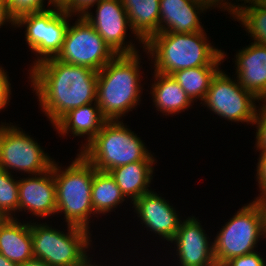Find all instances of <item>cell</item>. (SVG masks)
Instances as JSON below:
<instances>
[{"instance_id":"6da1fadb","label":"cell","mask_w":266,"mask_h":266,"mask_svg":"<svg viewBox=\"0 0 266 266\" xmlns=\"http://www.w3.org/2000/svg\"><path fill=\"white\" fill-rule=\"evenodd\" d=\"M28 70L42 112L54 126L66 113L96 102L98 72L51 57Z\"/></svg>"},{"instance_id":"7a4b0ae2","label":"cell","mask_w":266,"mask_h":266,"mask_svg":"<svg viewBox=\"0 0 266 266\" xmlns=\"http://www.w3.org/2000/svg\"><path fill=\"white\" fill-rule=\"evenodd\" d=\"M144 52L151 56L154 72L166 75L182 69L220 65L227 57L210 43L205 30L185 34L158 32L144 43Z\"/></svg>"},{"instance_id":"3957f363","label":"cell","mask_w":266,"mask_h":266,"mask_svg":"<svg viewBox=\"0 0 266 266\" xmlns=\"http://www.w3.org/2000/svg\"><path fill=\"white\" fill-rule=\"evenodd\" d=\"M140 59L138 53L116 55L98 71L96 102L107 121L121 120L141 101Z\"/></svg>"},{"instance_id":"277c9868","label":"cell","mask_w":266,"mask_h":266,"mask_svg":"<svg viewBox=\"0 0 266 266\" xmlns=\"http://www.w3.org/2000/svg\"><path fill=\"white\" fill-rule=\"evenodd\" d=\"M62 169L56 161L53 162L57 214L63 212L68 225L90 231V217L95 215L92 182L96 169L80 153L68 167Z\"/></svg>"},{"instance_id":"5b68a950","label":"cell","mask_w":266,"mask_h":266,"mask_svg":"<svg viewBox=\"0 0 266 266\" xmlns=\"http://www.w3.org/2000/svg\"><path fill=\"white\" fill-rule=\"evenodd\" d=\"M123 120L106 121L100 132L88 143L82 144L79 153L96 170H110L143 160H156L145 143Z\"/></svg>"},{"instance_id":"8992f818","label":"cell","mask_w":266,"mask_h":266,"mask_svg":"<svg viewBox=\"0 0 266 266\" xmlns=\"http://www.w3.org/2000/svg\"><path fill=\"white\" fill-rule=\"evenodd\" d=\"M246 205L225 223L213 240L217 266H223L231 258L255 252L260 238H265L261 201L253 200Z\"/></svg>"},{"instance_id":"52a82bcc","label":"cell","mask_w":266,"mask_h":266,"mask_svg":"<svg viewBox=\"0 0 266 266\" xmlns=\"http://www.w3.org/2000/svg\"><path fill=\"white\" fill-rule=\"evenodd\" d=\"M31 222L34 258L48 266H75L88 256V248L92 245L90 231L67 224L68 232L64 233L46 222Z\"/></svg>"},{"instance_id":"ba28073f","label":"cell","mask_w":266,"mask_h":266,"mask_svg":"<svg viewBox=\"0 0 266 266\" xmlns=\"http://www.w3.org/2000/svg\"><path fill=\"white\" fill-rule=\"evenodd\" d=\"M70 14L59 7L41 12L26 13L15 19L14 27H24L25 39L31 52L37 55L33 66L45 59L56 57L61 51Z\"/></svg>"},{"instance_id":"9c48e42d","label":"cell","mask_w":266,"mask_h":266,"mask_svg":"<svg viewBox=\"0 0 266 266\" xmlns=\"http://www.w3.org/2000/svg\"><path fill=\"white\" fill-rule=\"evenodd\" d=\"M12 124V125H11ZM10 122L0 125V169L24 172L28 175L42 174L51 169L54 162L40 144Z\"/></svg>"},{"instance_id":"30bf717a","label":"cell","mask_w":266,"mask_h":266,"mask_svg":"<svg viewBox=\"0 0 266 266\" xmlns=\"http://www.w3.org/2000/svg\"><path fill=\"white\" fill-rule=\"evenodd\" d=\"M259 99L240 86L238 79H231L222 69L212 78L201 104L229 122H246L254 125Z\"/></svg>"},{"instance_id":"8fae6325","label":"cell","mask_w":266,"mask_h":266,"mask_svg":"<svg viewBox=\"0 0 266 266\" xmlns=\"http://www.w3.org/2000/svg\"><path fill=\"white\" fill-rule=\"evenodd\" d=\"M115 56L93 26L82 16H78L75 24L68 25L62 49L56 58L98 72Z\"/></svg>"},{"instance_id":"7c38bea8","label":"cell","mask_w":266,"mask_h":266,"mask_svg":"<svg viewBox=\"0 0 266 266\" xmlns=\"http://www.w3.org/2000/svg\"><path fill=\"white\" fill-rule=\"evenodd\" d=\"M96 6V14L94 16L92 12L88 11L82 17L93 26L112 51L116 55L139 53L135 43L131 40L130 42L125 41L127 29L131 31L132 28L122 1L101 0Z\"/></svg>"},{"instance_id":"4fadbf2b","label":"cell","mask_w":266,"mask_h":266,"mask_svg":"<svg viewBox=\"0 0 266 266\" xmlns=\"http://www.w3.org/2000/svg\"><path fill=\"white\" fill-rule=\"evenodd\" d=\"M200 222L195 216L183 220L171 241L177 247L175 253L180 266H217L213 242Z\"/></svg>"},{"instance_id":"5bb4252c","label":"cell","mask_w":266,"mask_h":266,"mask_svg":"<svg viewBox=\"0 0 266 266\" xmlns=\"http://www.w3.org/2000/svg\"><path fill=\"white\" fill-rule=\"evenodd\" d=\"M19 211L31 212L37 218L57 213L53 164L50 170L18 180ZM23 209V210H22Z\"/></svg>"},{"instance_id":"9a60e30c","label":"cell","mask_w":266,"mask_h":266,"mask_svg":"<svg viewBox=\"0 0 266 266\" xmlns=\"http://www.w3.org/2000/svg\"><path fill=\"white\" fill-rule=\"evenodd\" d=\"M132 204L142 226L144 223L149 231L158 234L167 242L173 240L182 222L173 205L171 206L165 198L159 196L154 190L143 194Z\"/></svg>"},{"instance_id":"2e32d148","label":"cell","mask_w":266,"mask_h":266,"mask_svg":"<svg viewBox=\"0 0 266 266\" xmlns=\"http://www.w3.org/2000/svg\"><path fill=\"white\" fill-rule=\"evenodd\" d=\"M250 44L236 53L235 74L240 86L263 102L266 101V45Z\"/></svg>"},{"instance_id":"e0dca14e","label":"cell","mask_w":266,"mask_h":266,"mask_svg":"<svg viewBox=\"0 0 266 266\" xmlns=\"http://www.w3.org/2000/svg\"><path fill=\"white\" fill-rule=\"evenodd\" d=\"M207 9L194 0H160L159 32L185 34L204 31L199 16Z\"/></svg>"},{"instance_id":"ac0fdd59","label":"cell","mask_w":266,"mask_h":266,"mask_svg":"<svg viewBox=\"0 0 266 266\" xmlns=\"http://www.w3.org/2000/svg\"><path fill=\"white\" fill-rule=\"evenodd\" d=\"M7 218L0 225V254L16 264L34 258L30 222Z\"/></svg>"},{"instance_id":"d6986e66","label":"cell","mask_w":266,"mask_h":266,"mask_svg":"<svg viewBox=\"0 0 266 266\" xmlns=\"http://www.w3.org/2000/svg\"><path fill=\"white\" fill-rule=\"evenodd\" d=\"M94 104V105H93ZM107 120L102 116L97 102L77 107L66 113L53 127L58 134L84 137L88 144L102 129Z\"/></svg>"},{"instance_id":"ffe728a7","label":"cell","mask_w":266,"mask_h":266,"mask_svg":"<svg viewBox=\"0 0 266 266\" xmlns=\"http://www.w3.org/2000/svg\"><path fill=\"white\" fill-rule=\"evenodd\" d=\"M156 160H143L127 165L116 167L109 171L113 177L121 193L127 199L130 198V202H134L143 194L152 191L149 190L151 180L153 179V172Z\"/></svg>"},{"instance_id":"44dd1931","label":"cell","mask_w":266,"mask_h":266,"mask_svg":"<svg viewBox=\"0 0 266 266\" xmlns=\"http://www.w3.org/2000/svg\"><path fill=\"white\" fill-rule=\"evenodd\" d=\"M132 34L142 44L160 30V0H121Z\"/></svg>"},{"instance_id":"7402d4cb","label":"cell","mask_w":266,"mask_h":266,"mask_svg":"<svg viewBox=\"0 0 266 266\" xmlns=\"http://www.w3.org/2000/svg\"><path fill=\"white\" fill-rule=\"evenodd\" d=\"M153 73L155 78L150 94L157 111L167 116L184 112L192 106L193 101L172 75Z\"/></svg>"},{"instance_id":"603a6c76","label":"cell","mask_w":266,"mask_h":266,"mask_svg":"<svg viewBox=\"0 0 266 266\" xmlns=\"http://www.w3.org/2000/svg\"><path fill=\"white\" fill-rule=\"evenodd\" d=\"M125 201L117 183L109 172L95 170L92 182V207L97 215L113 211Z\"/></svg>"},{"instance_id":"cb8c5ba5","label":"cell","mask_w":266,"mask_h":266,"mask_svg":"<svg viewBox=\"0 0 266 266\" xmlns=\"http://www.w3.org/2000/svg\"><path fill=\"white\" fill-rule=\"evenodd\" d=\"M219 70V65L194 67L176 71L172 74V77L179 83L193 102L197 100L202 102L212 78Z\"/></svg>"},{"instance_id":"d4e9b609","label":"cell","mask_w":266,"mask_h":266,"mask_svg":"<svg viewBox=\"0 0 266 266\" xmlns=\"http://www.w3.org/2000/svg\"><path fill=\"white\" fill-rule=\"evenodd\" d=\"M247 3L249 4L239 5L238 3L237 8L232 12V17L242 24L254 40L253 43L266 45V9L256 1Z\"/></svg>"},{"instance_id":"484cf974","label":"cell","mask_w":266,"mask_h":266,"mask_svg":"<svg viewBox=\"0 0 266 266\" xmlns=\"http://www.w3.org/2000/svg\"><path fill=\"white\" fill-rule=\"evenodd\" d=\"M11 173L12 170L0 169V210L7 218H16L15 214L19 211L18 179Z\"/></svg>"},{"instance_id":"4316f807","label":"cell","mask_w":266,"mask_h":266,"mask_svg":"<svg viewBox=\"0 0 266 266\" xmlns=\"http://www.w3.org/2000/svg\"><path fill=\"white\" fill-rule=\"evenodd\" d=\"M45 0H8V9L11 15L16 19L18 16L33 13L41 12L48 10L44 5Z\"/></svg>"},{"instance_id":"83f0119b","label":"cell","mask_w":266,"mask_h":266,"mask_svg":"<svg viewBox=\"0 0 266 266\" xmlns=\"http://www.w3.org/2000/svg\"><path fill=\"white\" fill-rule=\"evenodd\" d=\"M264 104L259 105L254 124L256 125V150H259V153H266V101H263Z\"/></svg>"},{"instance_id":"f1b7e54d","label":"cell","mask_w":266,"mask_h":266,"mask_svg":"<svg viewBox=\"0 0 266 266\" xmlns=\"http://www.w3.org/2000/svg\"><path fill=\"white\" fill-rule=\"evenodd\" d=\"M258 253L255 251L250 254L231 258L223 266H266L264 258Z\"/></svg>"},{"instance_id":"f546056e","label":"cell","mask_w":266,"mask_h":266,"mask_svg":"<svg viewBox=\"0 0 266 266\" xmlns=\"http://www.w3.org/2000/svg\"><path fill=\"white\" fill-rule=\"evenodd\" d=\"M100 1L101 0H69L62 9L71 16H84L88 11H91L90 7L92 8Z\"/></svg>"},{"instance_id":"4dcf8cb0","label":"cell","mask_w":266,"mask_h":266,"mask_svg":"<svg viewBox=\"0 0 266 266\" xmlns=\"http://www.w3.org/2000/svg\"><path fill=\"white\" fill-rule=\"evenodd\" d=\"M256 180L258 181L260 195L254 200L266 198V153H260L258 158Z\"/></svg>"},{"instance_id":"1f68e13d","label":"cell","mask_w":266,"mask_h":266,"mask_svg":"<svg viewBox=\"0 0 266 266\" xmlns=\"http://www.w3.org/2000/svg\"><path fill=\"white\" fill-rule=\"evenodd\" d=\"M11 83L7 71L0 66V111L10 103Z\"/></svg>"},{"instance_id":"d6a6232c","label":"cell","mask_w":266,"mask_h":266,"mask_svg":"<svg viewBox=\"0 0 266 266\" xmlns=\"http://www.w3.org/2000/svg\"><path fill=\"white\" fill-rule=\"evenodd\" d=\"M7 22L13 26L15 25V18L9 12L7 2L0 1V28Z\"/></svg>"},{"instance_id":"836d02e7","label":"cell","mask_w":266,"mask_h":266,"mask_svg":"<svg viewBox=\"0 0 266 266\" xmlns=\"http://www.w3.org/2000/svg\"><path fill=\"white\" fill-rule=\"evenodd\" d=\"M194 1H197V2H200L202 4H204L207 8H222V10L224 9L227 10V1L226 0H194Z\"/></svg>"},{"instance_id":"e575fe53","label":"cell","mask_w":266,"mask_h":266,"mask_svg":"<svg viewBox=\"0 0 266 266\" xmlns=\"http://www.w3.org/2000/svg\"><path fill=\"white\" fill-rule=\"evenodd\" d=\"M18 266H48L42 260L33 258L31 260L25 261L24 263L18 264Z\"/></svg>"},{"instance_id":"d590c367","label":"cell","mask_w":266,"mask_h":266,"mask_svg":"<svg viewBox=\"0 0 266 266\" xmlns=\"http://www.w3.org/2000/svg\"><path fill=\"white\" fill-rule=\"evenodd\" d=\"M69 0H48V6L63 8Z\"/></svg>"},{"instance_id":"8d00e7d4","label":"cell","mask_w":266,"mask_h":266,"mask_svg":"<svg viewBox=\"0 0 266 266\" xmlns=\"http://www.w3.org/2000/svg\"><path fill=\"white\" fill-rule=\"evenodd\" d=\"M233 1V0H232ZM232 1H228L227 0V12L230 14V15H232V12L237 8V5H235L236 3H231ZM239 2V1H241V0H236V2ZM242 1H244V3H247V2H251V1H255V0H242Z\"/></svg>"},{"instance_id":"74e56055","label":"cell","mask_w":266,"mask_h":266,"mask_svg":"<svg viewBox=\"0 0 266 266\" xmlns=\"http://www.w3.org/2000/svg\"><path fill=\"white\" fill-rule=\"evenodd\" d=\"M0 266H18V264L11 262L6 259L2 254H0Z\"/></svg>"},{"instance_id":"f35d334b","label":"cell","mask_w":266,"mask_h":266,"mask_svg":"<svg viewBox=\"0 0 266 266\" xmlns=\"http://www.w3.org/2000/svg\"><path fill=\"white\" fill-rule=\"evenodd\" d=\"M75 266H99L97 264H93L91 261H90V257H89V254L88 256L78 265H75Z\"/></svg>"},{"instance_id":"ab89813d","label":"cell","mask_w":266,"mask_h":266,"mask_svg":"<svg viewBox=\"0 0 266 266\" xmlns=\"http://www.w3.org/2000/svg\"><path fill=\"white\" fill-rule=\"evenodd\" d=\"M260 201H261V205L263 207L264 216H265V238H266V198H262L260 199Z\"/></svg>"},{"instance_id":"60d3db41","label":"cell","mask_w":266,"mask_h":266,"mask_svg":"<svg viewBox=\"0 0 266 266\" xmlns=\"http://www.w3.org/2000/svg\"><path fill=\"white\" fill-rule=\"evenodd\" d=\"M7 219L6 215L0 210V225Z\"/></svg>"}]
</instances>
